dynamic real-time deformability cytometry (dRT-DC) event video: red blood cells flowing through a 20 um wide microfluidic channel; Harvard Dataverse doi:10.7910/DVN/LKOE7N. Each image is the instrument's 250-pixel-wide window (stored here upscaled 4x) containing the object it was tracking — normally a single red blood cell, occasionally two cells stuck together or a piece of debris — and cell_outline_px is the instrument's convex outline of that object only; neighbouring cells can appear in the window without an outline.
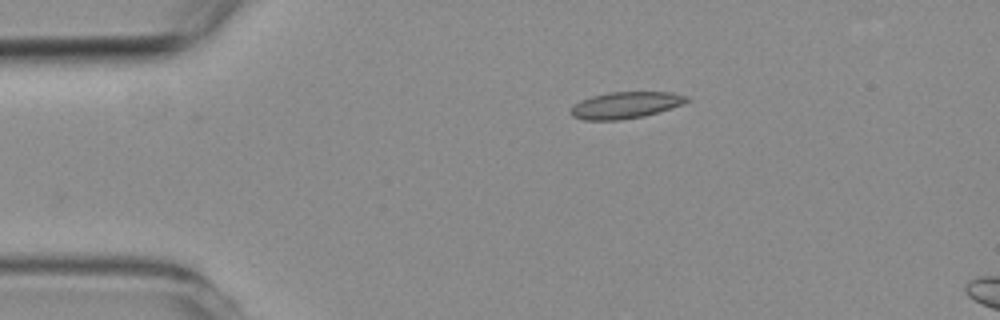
{"species": "common noctule bat (a hibernating species)", "species_latin": "Nyctalus noctula", "temperature_condition": "room temperature", "stored_images_in_passage": 4, "camera_frame_rate_fps": 3000, "um_per_image_px": 0.085, "animal": {"sex": "female", "body_mass_g": 19.3, "forearm_length_mm": 54.1}, "frame": {"image": 1, "passage_image": 3, "time_ms": 3.0, "image_size_px": [1000, 320], "cell_outline_px": [[692, 100], [684, 104], [644, 116], [620, 120], [584, 120], [572, 116], [572, 108], [576, 104], [592, 96], [608, 92], [672, 92], [688, 96]], "centroid_in_image_um": [53.25, 8.93], "position_along_channel_um": 31.8, "area_um2": 17.86}}